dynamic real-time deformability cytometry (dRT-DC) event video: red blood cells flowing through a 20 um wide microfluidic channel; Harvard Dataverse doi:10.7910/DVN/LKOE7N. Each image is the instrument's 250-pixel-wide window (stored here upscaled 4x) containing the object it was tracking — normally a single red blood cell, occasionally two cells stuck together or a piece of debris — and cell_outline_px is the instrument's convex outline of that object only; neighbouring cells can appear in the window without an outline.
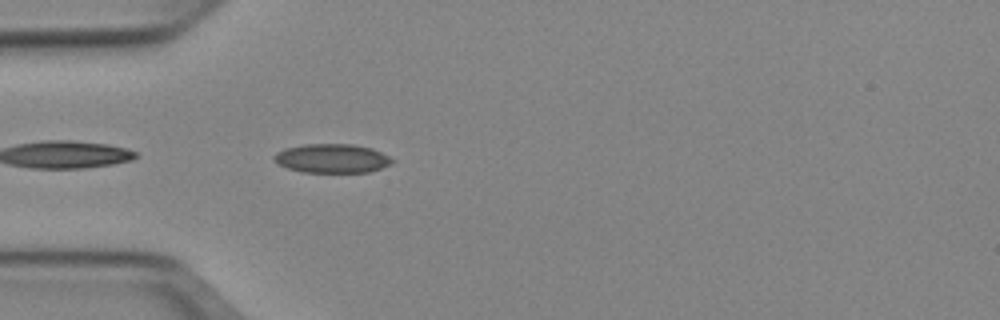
{"species": "Egyptian fruit bat (a non-hibernating species)", "species_latin": "Rousettus aegyptiacus", "temperature_condition": "cold", "stored_images_in_passage": 7, "camera_frame_rate_fps": 3000, "um_per_image_px": 0.085, "animal": {"sex": "female"}, "frame": {"image": 1, "passage_image": 2, "time_ms": 0.333, "image_size_px": [1000, 320], "cell_outline_px": [[396, 160], [392, 164], [368, 172], [304, 172], [288, 168], [280, 164], [272, 156], [276, 152], [284, 148], [304, 144], [352, 144], [372, 148]], "centroid_in_image_um": [28.24, 13.45], "position_along_channel_um": 56.8, "area_um2": 19.88}}